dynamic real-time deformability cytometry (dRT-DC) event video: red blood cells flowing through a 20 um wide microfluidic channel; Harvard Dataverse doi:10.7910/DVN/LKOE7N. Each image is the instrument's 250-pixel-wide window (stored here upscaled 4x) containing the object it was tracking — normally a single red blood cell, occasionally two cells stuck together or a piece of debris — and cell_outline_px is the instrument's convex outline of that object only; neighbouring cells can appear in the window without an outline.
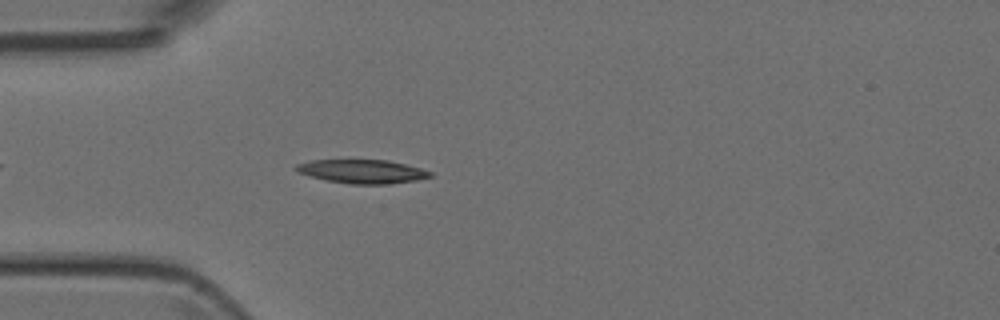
{"species": "Egyptian fruit bat (a non-hibernating species)", "species_latin": "Rousettus aegyptiacus", "temperature_condition": "room temperature", "stored_images_in_passage": 40, "camera_frame_rate_fps": 3000, "um_per_image_px": 0.085, "animal": {"sex": "female"}, "frame": {"image": 1, "passage_image": 5, "time_ms": 1.333, "image_size_px": [1000, 320], "cell_outline_px": [[432, 176], [416, 180], [388, 184], [348, 184], [328, 180], [312, 176], [300, 172], [296, 168], [296, 164], [312, 160], [388, 160], [420, 168], [432, 172]], "centroid_in_image_um": [30.83, 14.57], "position_along_channel_um": 54.2, "area_um2": 18.21}}
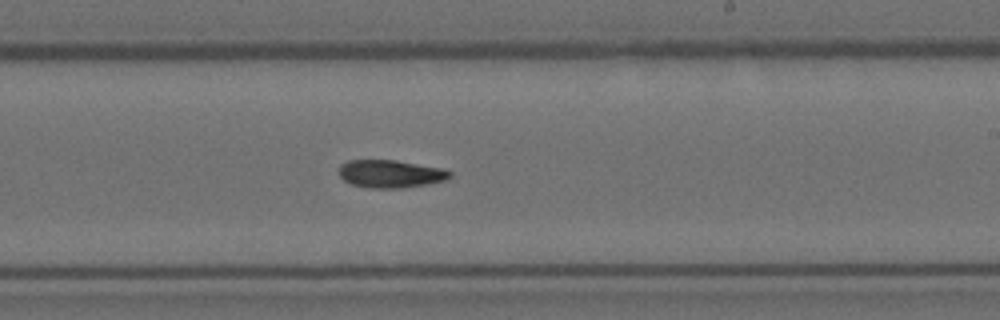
{"frame": {"image": 2, "passage_image": 20, "time_ms": 6.333, "image_size_px": [1000, 320], "cell_outline_px": [[452, 176], [448, 180], [428, 184], [404, 188], [372, 188], [352, 184], [344, 180], [340, 176], [340, 164], [348, 160], [396, 160], [444, 168], [452, 172]], "centroid_in_image_um": [33.25, 14.77], "position_along_channel_um": 255.7, "area_um2": 18.15}}
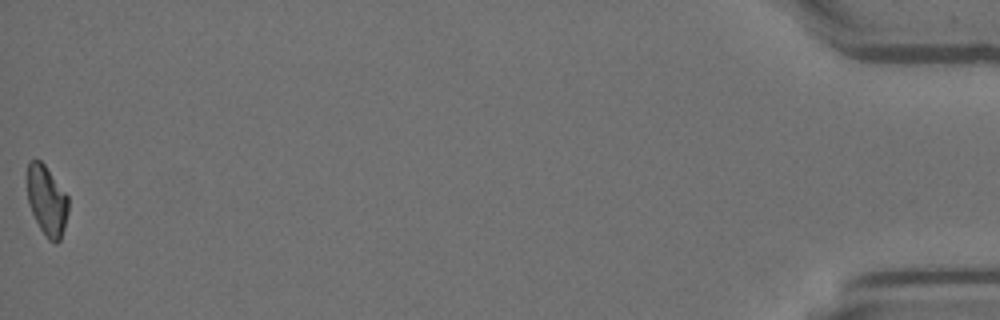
{"frame": {"image": 3, "passage_image": 40, "time_ms": 13.0, "image_size_px": [1000, 320], "cell_outline_px": [[68, 212], [64, 228], [60, 240], [56, 244], [48, 240], [40, 228], [28, 204], [28, 160], [40, 160], [44, 164], [68, 196]], "centroid_in_image_um": [3.99, 17.07], "position_along_channel_um": 431.2, "area_um2": 16.59}}